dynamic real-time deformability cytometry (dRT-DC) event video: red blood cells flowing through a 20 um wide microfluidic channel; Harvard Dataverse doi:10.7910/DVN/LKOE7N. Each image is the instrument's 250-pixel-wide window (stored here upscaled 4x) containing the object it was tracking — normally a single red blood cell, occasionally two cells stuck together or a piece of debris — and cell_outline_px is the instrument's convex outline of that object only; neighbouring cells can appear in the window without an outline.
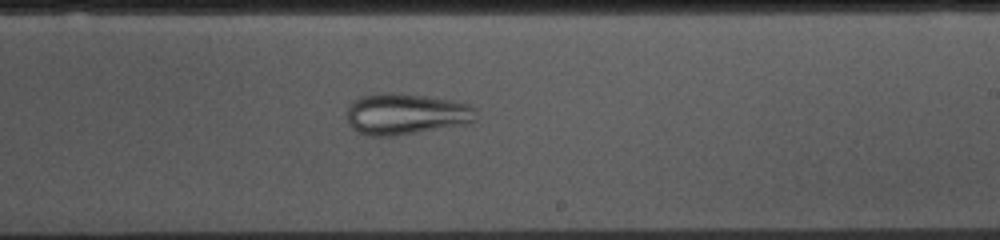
{"species": "common noctule bat (a hibernating species)", "species_latin": "Nyctalus noctula", "temperature_condition": "cold", "stored_images_in_passage": 53, "camera_frame_rate_fps": 3000, "um_per_image_px": 0.085, "animal": {"sex": "female", "body_mass_g": 10.0, "forearm_length_mm": 53.1}, "frame": {"image": 1, "passage_image": 30, "time_ms": 9.667, "image_size_px": [1000, 240], "cell_outline_px": [[476, 120], [468, 124], [396, 136], [372, 136], [356, 132], [348, 124], [348, 108], [352, 100], [360, 96], [384, 92], [400, 92], [428, 96], [452, 100], [468, 104], [476, 108]], "centroid_in_image_um": [34.51, 9.68], "position_along_channel_um": 254.5, "area_um2": 31.62}}
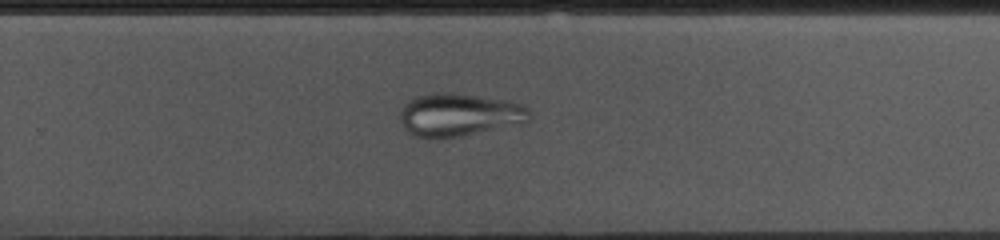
{"frame": {"image": 2, "passage_image": 33, "time_ms": 10.667, "image_size_px": [1000, 240], "cell_outline_px": [[528, 120], [524, 124], [460, 136], [416, 136], [408, 132], [400, 124], [400, 112], [404, 104], [408, 100], [416, 96], [436, 92], [452, 92], [504, 100], [520, 104], [528, 108]], "centroid_in_image_um": [39.01, 9.74], "position_along_channel_um": 290.8, "area_um2": 32.08}}
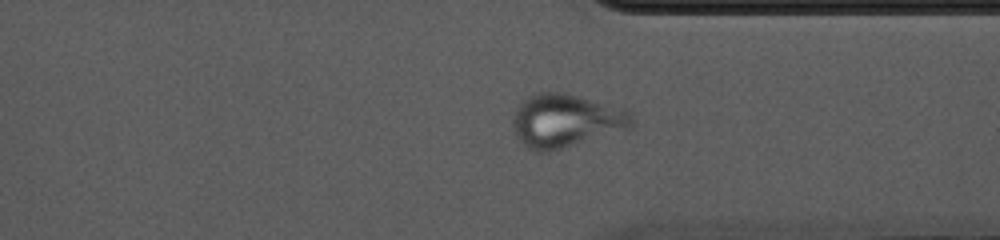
{"frame": {"image": 3, "passage_image": 39, "time_ms": 12.667, "image_size_px": [1000, 240], "cell_outline_px": [[636, 116], [632, 128], [548, 152], [536, 152], [528, 148], [516, 136], [512, 128], [512, 120], [516, 108], [532, 92], [560, 92], [628, 108]], "centroid_in_image_um": [48.13, 10.25], "position_along_channel_um": 363.3, "area_um2": 37.4}}